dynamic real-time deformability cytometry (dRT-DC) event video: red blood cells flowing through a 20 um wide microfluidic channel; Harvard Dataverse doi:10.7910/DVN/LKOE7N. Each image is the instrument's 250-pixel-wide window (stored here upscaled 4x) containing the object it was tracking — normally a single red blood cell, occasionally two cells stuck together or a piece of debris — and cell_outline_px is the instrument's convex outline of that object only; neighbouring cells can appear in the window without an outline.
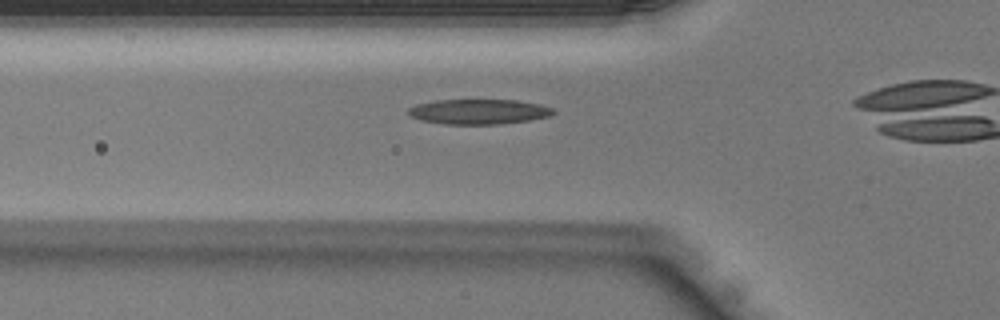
{"species": "Egyptian fruit bat (a non-hibernating species)", "species_latin": "Rousettus aegyptiacus", "temperature_condition": "warm", "stored_images_in_passage": 14, "camera_frame_rate_fps": 3000, "um_per_image_px": 0.085, "animal": {"sex": "male"}, "frame": {"image": 1, "passage_image": 10, "time_ms": 3.0, "image_size_px": [1000, 320], "cell_outline_px": [[556, 112], [552, 116], [528, 120], [500, 124], [444, 124], [420, 120], [412, 116], [408, 112], [408, 108], [416, 104], [436, 100], [516, 100], [540, 104], [552, 108]], "centroid_in_image_um": [40.71, 9.49], "position_along_channel_um": 85.1, "area_um2": 21.15}}
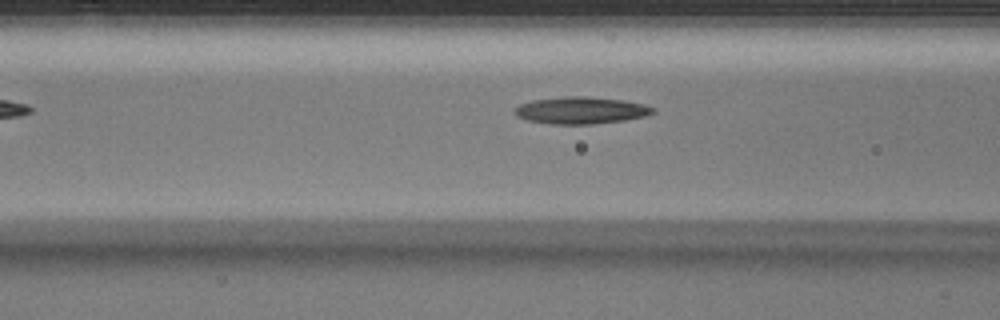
{"frame": {"image": 2, "passage_image": 12, "time_ms": 3.667, "image_size_px": [1000, 320], "cell_outline_px": [[656, 112], [648, 116], [624, 120], [592, 124], [548, 124], [528, 120], [516, 116], [512, 112], [520, 104], [536, 100], [568, 96], [588, 96], [624, 100], [644, 104], [656, 108]], "centroid_in_image_um": [49.43, 9.38], "position_along_channel_um": 117.2, "area_um2": 21.85}}